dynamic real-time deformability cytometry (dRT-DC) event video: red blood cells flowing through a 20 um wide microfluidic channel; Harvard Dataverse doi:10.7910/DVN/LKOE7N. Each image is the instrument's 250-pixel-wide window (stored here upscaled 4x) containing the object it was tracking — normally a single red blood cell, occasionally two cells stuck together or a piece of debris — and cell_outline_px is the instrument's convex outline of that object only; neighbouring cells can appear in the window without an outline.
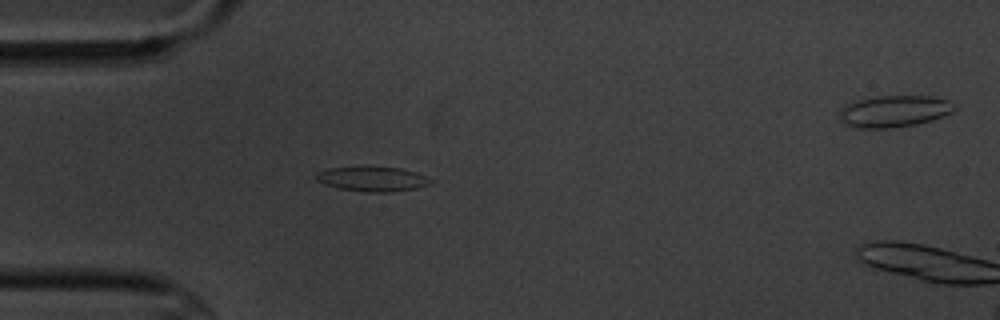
{"species": "common noctule bat (a hibernating species)", "species_latin": "Nyctalus noctula", "temperature_condition": "cold", "stored_images_in_passage": 5, "camera_frame_rate_fps": 3000, "um_per_image_px": 0.085, "animal": {"sex": "male", "body_mass_g": 20.1, "forearm_length_mm": 53.5}, "frame": {"image": 1, "passage_image": 5, "time_ms": 4.667, "image_size_px": [1000, 320], "cell_outline_px": [[432, 184], [416, 188], [392, 192], [368, 192], [340, 188], [324, 184], [316, 180], [316, 172], [328, 168], [400, 168], [416, 172], [432, 180]], "centroid_in_image_um": [31.67, 15.23], "position_along_channel_um": 53.3, "area_um2": 16.07}}